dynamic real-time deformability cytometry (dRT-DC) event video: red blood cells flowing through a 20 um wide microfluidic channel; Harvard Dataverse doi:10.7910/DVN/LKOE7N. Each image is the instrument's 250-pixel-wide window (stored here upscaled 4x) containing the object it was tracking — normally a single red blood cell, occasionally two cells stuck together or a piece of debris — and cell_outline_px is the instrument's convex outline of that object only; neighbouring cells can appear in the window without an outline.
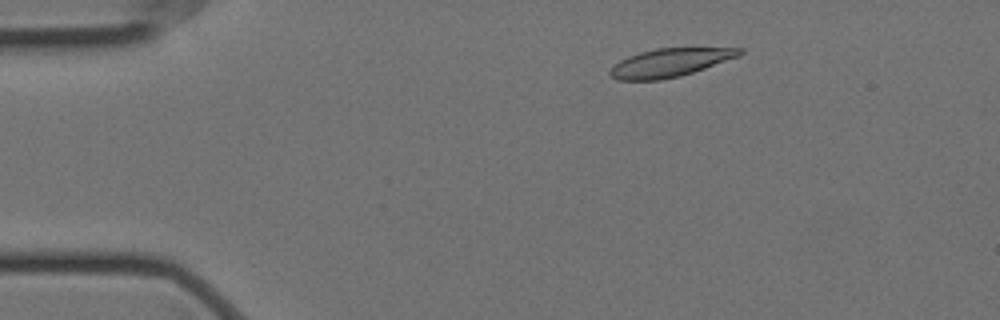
{"species": "Egyptian fruit bat (a non-hibernating species)", "species_latin": "Rousettus aegyptiacus", "temperature_condition": "cold", "stored_images_in_passage": 5, "camera_frame_rate_fps": 3000, "um_per_image_px": 0.085, "animal": {"sex": "female"}, "frame": {"image": 1, "passage_image": 2, "time_ms": 0.333, "image_size_px": [1000, 320], "cell_outline_px": [[744, 52], [740, 56], [680, 76], [660, 80], [616, 80], [608, 72], [620, 60], [628, 56], [640, 52], [656, 48], [744, 48]], "centroid_in_image_um": [56.95, 5.32], "position_along_channel_um": 28.0, "area_um2": 21.21}}
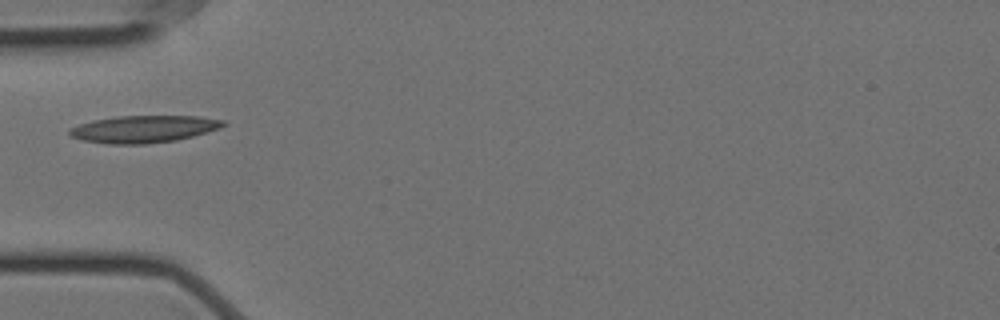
{"frame": {"image": 2, "passage_image": 4, "time_ms": 1.0, "image_size_px": [1000, 320], "cell_outline_px": [[228, 124], [220, 128], [192, 136], [176, 140], [144, 144], [108, 144], [84, 140], [72, 136], [68, 132], [68, 128], [92, 120], [120, 116], [196, 116], [224, 120]], "centroid_in_image_um": [12.22, 10.96], "position_along_channel_um": 72.8, "area_um2": 24.22}}